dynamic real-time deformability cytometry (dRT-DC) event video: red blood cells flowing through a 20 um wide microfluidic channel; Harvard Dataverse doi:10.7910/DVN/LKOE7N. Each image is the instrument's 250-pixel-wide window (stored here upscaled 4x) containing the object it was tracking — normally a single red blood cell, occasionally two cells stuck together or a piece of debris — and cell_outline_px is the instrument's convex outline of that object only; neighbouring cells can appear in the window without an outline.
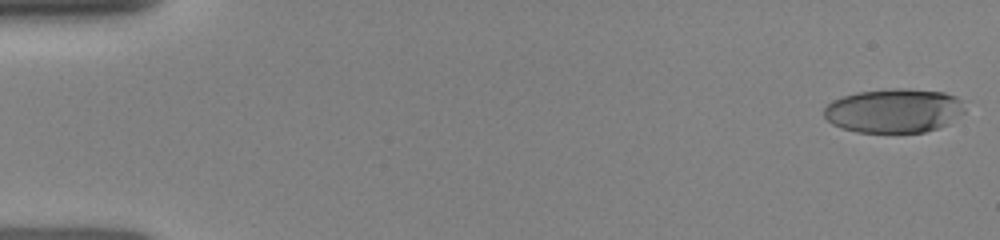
{"species": "human", "species_latin": "Homo sapiens", "temperature_condition": "room temperature", "stored_images_in_passage": 7, "camera_frame_rate_fps": 3000, "um_per_image_px": 0.085, "donor": {"sex": "female"}, "frame": {"image": 1, "passage_image": 1, "time_ms": 0.0, "image_size_px": [1000, 240], "cell_outline_px": [[968, 100], [964, 112], [948, 124], [940, 128], [924, 132], [856, 132], [840, 128], [832, 124], [824, 116], [824, 108], [832, 100], [856, 92], [892, 88], [908, 88], [944, 92]], "centroid_in_image_um": [76.05, 9.4], "position_along_channel_um": 9.0, "area_um2": 36.82}}
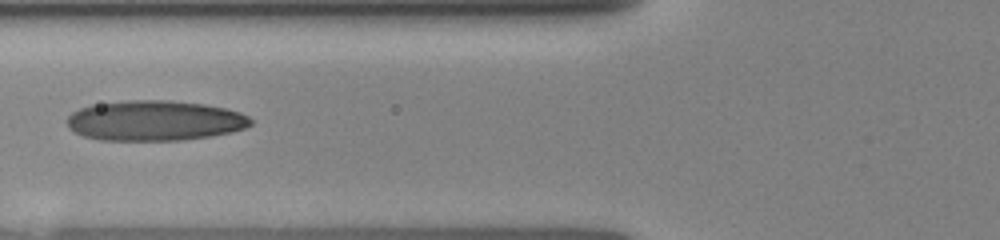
{"frame": {"image": 2, "passage_image": 6, "time_ms": 6.0, "image_size_px": [1000, 240], "cell_outline_px": [[252, 124], [244, 128], [232, 132], [212, 136], [180, 140], [100, 140], [84, 136], [68, 128], [68, 116], [72, 112], [80, 108], [92, 104], [128, 100], [168, 100], [204, 104], [224, 108], [240, 112], [248, 116], [252, 120]], "centroid_in_image_um": [13.15, 10.25], "position_along_channel_um": 112.6, "area_um2": 43.12}}
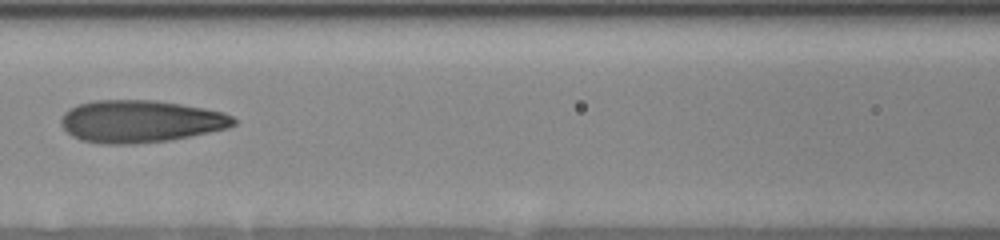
{"frame": {"image": 3, "passage_image": 7, "time_ms": 7.0, "image_size_px": [1000, 240], "cell_outline_px": [[236, 124], [228, 128], [168, 140], [136, 144], [100, 144], [80, 140], [72, 136], [60, 124], [60, 120], [64, 112], [76, 104], [96, 100], [152, 100], [180, 104], [204, 108], [224, 112], [232, 116], [236, 120]], "centroid_in_image_um": [11.9, 10.31], "position_along_channel_um": 154.7, "area_um2": 42.6}}